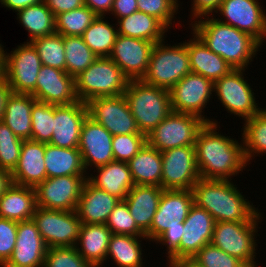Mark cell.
I'll return each instance as SVG.
<instances>
[{"label": "cell", "instance_id": "6125c7cd", "mask_svg": "<svg viewBox=\"0 0 266 267\" xmlns=\"http://www.w3.org/2000/svg\"><path fill=\"white\" fill-rule=\"evenodd\" d=\"M166 264L168 265L167 267H180L179 264H169L166 262Z\"/></svg>", "mask_w": 266, "mask_h": 267}, {"label": "cell", "instance_id": "7dc6e473", "mask_svg": "<svg viewBox=\"0 0 266 267\" xmlns=\"http://www.w3.org/2000/svg\"><path fill=\"white\" fill-rule=\"evenodd\" d=\"M192 259L202 267H247L241 260L227 254L212 243L203 246Z\"/></svg>", "mask_w": 266, "mask_h": 267}, {"label": "cell", "instance_id": "9c48e42d", "mask_svg": "<svg viewBox=\"0 0 266 267\" xmlns=\"http://www.w3.org/2000/svg\"><path fill=\"white\" fill-rule=\"evenodd\" d=\"M200 117L171 111L147 136V144L158 151L194 146L200 129L205 125Z\"/></svg>", "mask_w": 266, "mask_h": 267}, {"label": "cell", "instance_id": "5b68a950", "mask_svg": "<svg viewBox=\"0 0 266 267\" xmlns=\"http://www.w3.org/2000/svg\"><path fill=\"white\" fill-rule=\"evenodd\" d=\"M155 43L149 58L148 70L142 80L150 85L170 90L184 76L191 73L187 40L182 43Z\"/></svg>", "mask_w": 266, "mask_h": 267}, {"label": "cell", "instance_id": "603a6c76", "mask_svg": "<svg viewBox=\"0 0 266 267\" xmlns=\"http://www.w3.org/2000/svg\"><path fill=\"white\" fill-rule=\"evenodd\" d=\"M214 226L212 215L194 203L182 223L180 262L191 259L203 246L211 243Z\"/></svg>", "mask_w": 266, "mask_h": 267}, {"label": "cell", "instance_id": "83f0119b", "mask_svg": "<svg viewBox=\"0 0 266 267\" xmlns=\"http://www.w3.org/2000/svg\"><path fill=\"white\" fill-rule=\"evenodd\" d=\"M94 172L97 174L92 175ZM88 173L87 180L100 190L124 200L135 185L127 162L112 161Z\"/></svg>", "mask_w": 266, "mask_h": 267}, {"label": "cell", "instance_id": "6f0895ef", "mask_svg": "<svg viewBox=\"0 0 266 267\" xmlns=\"http://www.w3.org/2000/svg\"><path fill=\"white\" fill-rule=\"evenodd\" d=\"M13 93V90L9 86L5 78L0 80V121L3 119L5 106L7 104L8 98Z\"/></svg>", "mask_w": 266, "mask_h": 267}, {"label": "cell", "instance_id": "5bb4252c", "mask_svg": "<svg viewBox=\"0 0 266 267\" xmlns=\"http://www.w3.org/2000/svg\"><path fill=\"white\" fill-rule=\"evenodd\" d=\"M86 104L88 116L112 135L143 134L137 127L124 95L98 97Z\"/></svg>", "mask_w": 266, "mask_h": 267}, {"label": "cell", "instance_id": "2e32d148", "mask_svg": "<svg viewBox=\"0 0 266 267\" xmlns=\"http://www.w3.org/2000/svg\"><path fill=\"white\" fill-rule=\"evenodd\" d=\"M163 189L192 190L200 179L194 146H183L161 152Z\"/></svg>", "mask_w": 266, "mask_h": 267}, {"label": "cell", "instance_id": "9f6ffc18", "mask_svg": "<svg viewBox=\"0 0 266 267\" xmlns=\"http://www.w3.org/2000/svg\"><path fill=\"white\" fill-rule=\"evenodd\" d=\"M43 0H0L1 6L6 9L18 12L23 8L40 3Z\"/></svg>", "mask_w": 266, "mask_h": 267}, {"label": "cell", "instance_id": "db71d44e", "mask_svg": "<svg viewBox=\"0 0 266 267\" xmlns=\"http://www.w3.org/2000/svg\"><path fill=\"white\" fill-rule=\"evenodd\" d=\"M137 11L136 0H114L110 14H112L115 19H120Z\"/></svg>", "mask_w": 266, "mask_h": 267}, {"label": "cell", "instance_id": "7bdbcfd3", "mask_svg": "<svg viewBox=\"0 0 266 267\" xmlns=\"http://www.w3.org/2000/svg\"><path fill=\"white\" fill-rule=\"evenodd\" d=\"M23 140L0 121V169L13 172L16 168Z\"/></svg>", "mask_w": 266, "mask_h": 267}, {"label": "cell", "instance_id": "ee69618b", "mask_svg": "<svg viewBox=\"0 0 266 267\" xmlns=\"http://www.w3.org/2000/svg\"><path fill=\"white\" fill-rule=\"evenodd\" d=\"M136 2L138 11L155 17L168 30L173 27L177 13H180L178 12V9H181L179 5H182L180 0H136Z\"/></svg>", "mask_w": 266, "mask_h": 267}, {"label": "cell", "instance_id": "9a60e30c", "mask_svg": "<svg viewBox=\"0 0 266 267\" xmlns=\"http://www.w3.org/2000/svg\"><path fill=\"white\" fill-rule=\"evenodd\" d=\"M265 10L259 0H222L216 19L250 34L263 46L266 43Z\"/></svg>", "mask_w": 266, "mask_h": 267}, {"label": "cell", "instance_id": "816d5d0a", "mask_svg": "<svg viewBox=\"0 0 266 267\" xmlns=\"http://www.w3.org/2000/svg\"><path fill=\"white\" fill-rule=\"evenodd\" d=\"M191 14L189 16L192 20L191 23L195 21L208 17L216 16L217 11L220 8L222 0H191ZM215 14V15H214Z\"/></svg>", "mask_w": 266, "mask_h": 267}, {"label": "cell", "instance_id": "836d02e7", "mask_svg": "<svg viewBox=\"0 0 266 267\" xmlns=\"http://www.w3.org/2000/svg\"><path fill=\"white\" fill-rule=\"evenodd\" d=\"M127 163L135 185L161 187L162 157L156 148L146 143Z\"/></svg>", "mask_w": 266, "mask_h": 267}, {"label": "cell", "instance_id": "e575fe53", "mask_svg": "<svg viewBox=\"0 0 266 267\" xmlns=\"http://www.w3.org/2000/svg\"><path fill=\"white\" fill-rule=\"evenodd\" d=\"M142 240L149 241L147 237L112 234L105 262L112 259L117 267H144Z\"/></svg>", "mask_w": 266, "mask_h": 267}, {"label": "cell", "instance_id": "f1b7e54d", "mask_svg": "<svg viewBox=\"0 0 266 267\" xmlns=\"http://www.w3.org/2000/svg\"><path fill=\"white\" fill-rule=\"evenodd\" d=\"M111 235L105 224H82L75 247L93 267H103Z\"/></svg>", "mask_w": 266, "mask_h": 267}, {"label": "cell", "instance_id": "74e56055", "mask_svg": "<svg viewBox=\"0 0 266 267\" xmlns=\"http://www.w3.org/2000/svg\"><path fill=\"white\" fill-rule=\"evenodd\" d=\"M241 137L244 144V154L247 163L259 155L266 154V107L259 113L243 122ZM250 162V163H249Z\"/></svg>", "mask_w": 266, "mask_h": 267}, {"label": "cell", "instance_id": "ac0fdd59", "mask_svg": "<svg viewBox=\"0 0 266 267\" xmlns=\"http://www.w3.org/2000/svg\"><path fill=\"white\" fill-rule=\"evenodd\" d=\"M154 42L117 35L109 58L129 80H141L149 65Z\"/></svg>", "mask_w": 266, "mask_h": 267}, {"label": "cell", "instance_id": "3957f363", "mask_svg": "<svg viewBox=\"0 0 266 267\" xmlns=\"http://www.w3.org/2000/svg\"><path fill=\"white\" fill-rule=\"evenodd\" d=\"M216 17L217 15L208 16L189 23L192 27L189 29L232 69L248 70L262 45L250 34L225 24Z\"/></svg>", "mask_w": 266, "mask_h": 267}, {"label": "cell", "instance_id": "94428289", "mask_svg": "<svg viewBox=\"0 0 266 267\" xmlns=\"http://www.w3.org/2000/svg\"><path fill=\"white\" fill-rule=\"evenodd\" d=\"M180 267H202L198 265L192 258L179 263Z\"/></svg>", "mask_w": 266, "mask_h": 267}, {"label": "cell", "instance_id": "bcb514c9", "mask_svg": "<svg viewBox=\"0 0 266 267\" xmlns=\"http://www.w3.org/2000/svg\"><path fill=\"white\" fill-rule=\"evenodd\" d=\"M43 267H93L75 246L47 248Z\"/></svg>", "mask_w": 266, "mask_h": 267}, {"label": "cell", "instance_id": "8992f818", "mask_svg": "<svg viewBox=\"0 0 266 267\" xmlns=\"http://www.w3.org/2000/svg\"><path fill=\"white\" fill-rule=\"evenodd\" d=\"M128 82L129 79L109 57H98L75 77V92L79 101L87 103L98 97L123 95Z\"/></svg>", "mask_w": 266, "mask_h": 267}, {"label": "cell", "instance_id": "6da1fadb", "mask_svg": "<svg viewBox=\"0 0 266 267\" xmlns=\"http://www.w3.org/2000/svg\"><path fill=\"white\" fill-rule=\"evenodd\" d=\"M220 127L215 123H205L197 134L194 148L202 179L232 180L233 176L239 175L249 166L243 139L240 138L239 142L232 136L223 135L219 132Z\"/></svg>", "mask_w": 266, "mask_h": 267}, {"label": "cell", "instance_id": "ffe728a7", "mask_svg": "<svg viewBox=\"0 0 266 267\" xmlns=\"http://www.w3.org/2000/svg\"><path fill=\"white\" fill-rule=\"evenodd\" d=\"M32 96L37 101L51 105H68L79 101L75 92V78L66 71L45 65L39 70Z\"/></svg>", "mask_w": 266, "mask_h": 267}, {"label": "cell", "instance_id": "11a10c76", "mask_svg": "<svg viewBox=\"0 0 266 267\" xmlns=\"http://www.w3.org/2000/svg\"><path fill=\"white\" fill-rule=\"evenodd\" d=\"M114 0H84L85 5L89 7L97 16H110Z\"/></svg>", "mask_w": 266, "mask_h": 267}, {"label": "cell", "instance_id": "ab89813d", "mask_svg": "<svg viewBox=\"0 0 266 267\" xmlns=\"http://www.w3.org/2000/svg\"><path fill=\"white\" fill-rule=\"evenodd\" d=\"M37 51L42 65L66 71L64 36L54 33L30 42Z\"/></svg>", "mask_w": 266, "mask_h": 267}, {"label": "cell", "instance_id": "e0dca14e", "mask_svg": "<svg viewBox=\"0 0 266 267\" xmlns=\"http://www.w3.org/2000/svg\"><path fill=\"white\" fill-rule=\"evenodd\" d=\"M193 204L192 190L164 189L150 229L145 234L149 242L154 244L169 227L183 223Z\"/></svg>", "mask_w": 266, "mask_h": 267}, {"label": "cell", "instance_id": "7402d4cb", "mask_svg": "<svg viewBox=\"0 0 266 267\" xmlns=\"http://www.w3.org/2000/svg\"><path fill=\"white\" fill-rule=\"evenodd\" d=\"M87 116V104L82 101L54 105L53 135L49 144L61 148H78L81 127Z\"/></svg>", "mask_w": 266, "mask_h": 267}, {"label": "cell", "instance_id": "f35d334b", "mask_svg": "<svg viewBox=\"0 0 266 267\" xmlns=\"http://www.w3.org/2000/svg\"><path fill=\"white\" fill-rule=\"evenodd\" d=\"M66 72L77 77L85 71L97 58L81 36H64Z\"/></svg>", "mask_w": 266, "mask_h": 267}, {"label": "cell", "instance_id": "52a82bcc", "mask_svg": "<svg viewBox=\"0 0 266 267\" xmlns=\"http://www.w3.org/2000/svg\"><path fill=\"white\" fill-rule=\"evenodd\" d=\"M261 222H215L211 243L227 254L238 258L247 267H258L256 239ZM258 234V235H257ZM256 237V238H255ZM257 241V242H256ZM256 258V259H255Z\"/></svg>", "mask_w": 266, "mask_h": 267}, {"label": "cell", "instance_id": "f907efd6", "mask_svg": "<svg viewBox=\"0 0 266 267\" xmlns=\"http://www.w3.org/2000/svg\"><path fill=\"white\" fill-rule=\"evenodd\" d=\"M182 223L169 227L156 241L155 244L166 246L167 262L169 264L180 263V241L182 239Z\"/></svg>", "mask_w": 266, "mask_h": 267}, {"label": "cell", "instance_id": "b9f144b4", "mask_svg": "<svg viewBox=\"0 0 266 267\" xmlns=\"http://www.w3.org/2000/svg\"><path fill=\"white\" fill-rule=\"evenodd\" d=\"M31 140L49 143L53 135L54 105L36 101L31 109Z\"/></svg>", "mask_w": 266, "mask_h": 267}, {"label": "cell", "instance_id": "c3c4849f", "mask_svg": "<svg viewBox=\"0 0 266 267\" xmlns=\"http://www.w3.org/2000/svg\"><path fill=\"white\" fill-rule=\"evenodd\" d=\"M147 143L145 134L113 135L114 161H130Z\"/></svg>", "mask_w": 266, "mask_h": 267}, {"label": "cell", "instance_id": "d590c367", "mask_svg": "<svg viewBox=\"0 0 266 267\" xmlns=\"http://www.w3.org/2000/svg\"><path fill=\"white\" fill-rule=\"evenodd\" d=\"M17 20L28 32L27 42L55 33V16L44 1L16 12Z\"/></svg>", "mask_w": 266, "mask_h": 267}, {"label": "cell", "instance_id": "680465c9", "mask_svg": "<svg viewBox=\"0 0 266 267\" xmlns=\"http://www.w3.org/2000/svg\"><path fill=\"white\" fill-rule=\"evenodd\" d=\"M12 183L13 181L11 172L4 169H0V197L12 185Z\"/></svg>", "mask_w": 266, "mask_h": 267}, {"label": "cell", "instance_id": "4fadbf2b", "mask_svg": "<svg viewBox=\"0 0 266 267\" xmlns=\"http://www.w3.org/2000/svg\"><path fill=\"white\" fill-rule=\"evenodd\" d=\"M88 175H67L46 178L34 189L40 208L76 211Z\"/></svg>", "mask_w": 266, "mask_h": 267}, {"label": "cell", "instance_id": "d6a6232c", "mask_svg": "<svg viewBox=\"0 0 266 267\" xmlns=\"http://www.w3.org/2000/svg\"><path fill=\"white\" fill-rule=\"evenodd\" d=\"M47 178L67 175H88L78 148H61L45 143Z\"/></svg>", "mask_w": 266, "mask_h": 267}, {"label": "cell", "instance_id": "8fae6325", "mask_svg": "<svg viewBox=\"0 0 266 267\" xmlns=\"http://www.w3.org/2000/svg\"><path fill=\"white\" fill-rule=\"evenodd\" d=\"M4 78L13 93L33 94L42 62L30 42H24L8 52L3 49Z\"/></svg>", "mask_w": 266, "mask_h": 267}, {"label": "cell", "instance_id": "4dcf8cb0", "mask_svg": "<svg viewBox=\"0 0 266 267\" xmlns=\"http://www.w3.org/2000/svg\"><path fill=\"white\" fill-rule=\"evenodd\" d=\"M118 34L158 43L167 38L168 29L155 17L144 12H134L116 20Z\"/></svg>", "mask_w": 266, "mask_h": 267}, {"label": "cell", "instance_id": "d6986e66", "mask_svg": "<svg viewBox=\"0 0 266 267\" xmlns=\"http://www.w3.org/2000/svg\"><path fill=\"white\" fill-rule=\"evenodd\" d=\"M112 139L113 135L102 125L86 117L81 127L78 149L87 173L114 161Z\"/></svg>", "mask_w": 266, "mask_h": 267}, {"label": "cell", "instance_id": "cb8c5ba5", "mask_svg": "<svg viewBox=\"0 0 266 267\" xmlns=\"http://www.w3.org/2000/svg\"><path fill=\"white\" fill-rule=\"evenodd\" d=\"M45 143L23 140L18 164L11 173L14 184L35 188L46 178Z\"/></svg>", "mask_w": 266, "mask_h": 267}, {"label": "cell", "instance_id": "7a4b0ae2", "mask_svg": "<svg viewBox=\"0 0 266 267\" xmlns=\"http://www.w3.org/2000/svg\"><path fill=\"white\" fill-rule=\"evenodd\" d=\"M234 184L232 180L200 178L192 188L194 203L209 212L215 222H262L264 213Z\"/></svg>", "mask_w": 266, "mask_h": 267}, {"label": "cell", "instance_id": "277c9868", "mask_svg": "<svg viewBox=\"0 0 266 267\" xmlns=\"http://www.w3.org/2000/svg\"><path fill=\"white\" fill-rule=\"evenodd\" d=\"M139 131L146 136L172 111L170 92L141 80H129L123 94Z\"/></svg>", "mask_w": 266, "mask_h": 267}, {"label": "cell", "instance_id": "681fc988", "mask_svg": "<svg viewBox=\"0 0 266 267\" xmlns=\"http://www.w3.org/2000/svg\"><path fill=\"white\" fill-rule=\"evenodd\" d=\"M17 239V221L0 217V267L11 258Z\"/></svg>", "mask_w": 266, "mask_h": 267}, {"label": "cell", "instance_id": "60d3db41", "mask_svg": "<svg viewBox=\"0 0 266 267\" xmlns=\"http://www.w3.org/2000/svg\"><path fill=\"white\" fill-rule=\"evenodd\" d=\"M97 15L86 5L55 17V32L62 36H81Z\"/></svg>", "mask_w": 266, "mask_h": 267}, {"label": "cell", "instance_id": "4316f807", "mask_svg": "<svg viewBox=\"0 0 266 267\" xmlns=\"http://www.w3.org/2000/svg\"><path fill=\"white\" fill-rule=\"evenodd\" d=\"M163 190L160 186L134 185L124 199L137 227L144 234L150 229Z\"/></svg>", "mask_w": 266, "mask_h": 267}, {"label": "cell", "instance_id": "44dd1931", "mask_svg": "<svg viewBox=\"0 0 266 267\" xmlns=\"http://www.w3.org/2000/svg\"><path fill=\"white\" fill-rule=\"evenodd\" d=\"M47 246L33 219L17 222L13 254L3 267H43Z\"/></svg>", "mask_w": 266, "mask_h": 267}, {"label": "cell", "instance_id": "d4e9b609", "mask_svg": "<svg viewBox=\"0 0 266 267\" xmlns=\"http://www.w3.org/2000/svg\"><path fill=\"white\" fill-rule=\"evenodd\" d=\"M121 199L100 190L88 180L85 182L77 205V215L82 224H105Z\"/></svg>", "mask_w": 266, "mask_h": 267}, {"label": "cell", "instance_id": "484cf974", "mask_svg": "<svg viewBox=\"0 0 266 267\" xmlns=\"http://www.w3.org/2000/svg\"><path fill=\"white\" fill-rule=\"evenodd\" d=\"M187 39L190 68L213 83L233 70L220 56L212 52L194 33Z\"/></svg>", "mask_w": 266, "mask_h": 267}, {"label": "cell", "instance_id": "30bf717a", "mask_svg": "<svg viewBox=\"0 0 266 267\" xmlns=\"http://www.w3.org/2000/svg\"><path fill=\"white\" fill-rule=\"evenodd\" d=\"M169 92L172 111L198 116L206 123H220L214 120V117L211 119L204 115L210 98L212 100L214 97L212 94L214 83L211 80L191 72L175 84Z\"/></svg>", "mask_w": 266, "mask_h": 267}, {"label": "cell", "instance_id": "f6af8a7d", "mask_svg": "<svg viewBox=\"0 0 266 267\" xmlns=\"http://www.w3.org/2000/svg\"><path fill=\"white\" fill-rule=\"evenodd\" d=\"M105 225L110 229L112 234L146 237V235L137 227L125 200H120L118 202L109 215Z\"/></svg>", "mask_w": 266, "mask_h": 267}, {"label": "cell", "instance_id": "7c38bea8", "mask_svg": "<svg viewBox=\"0 0 266 267\" xmlns=\"http://www.w3.org/2000/svg\"><path fill=\"white\" fill-rule=\"evenodd\" d=\"M47 248L76 246L81 221L76 211L36 207L32 217Z\"/></svg>", "mask_w": 266, "mask_h": 267}, {"label": "cell", "instance_id": "91938a15", "mask_svg": "<svg viewBox=\"0 0 266 267\" xmlns=\"http://www.w3.org/2000/svg\"><path fill=\"white\" fill-rule=\"evenodd\" d=\"M4 47L5 46L0 43V80L4 78V55H3Z\"/></svg>", "mask_w": 266, "mask_h": 267}, {"label": "cell", "instance_id": "f546056e", "mask_svg": "<svg viewBox=\"0 0 266 267\" xmlns=\"http://www.w3.org/2000/svg\"><path fill=\"white\" fill-rule=\"evenodd\" d=\"M36 192L33 187L12 185L0 197V217L26 221L32 219L36 210Z\"/></svg>", "mask_w": 266, "mask_h": 267}, {"label": "cell", "instance_id": "ba28073f", "mask_svg": "<svg viewBox=\"0 0 266 267\" xmlns=\"http://www.w3.org/2000/svg\"><path fill=\"white\" fill-rule=\"evenodd\" d=\"M247 69H233L227 75L214 82V95L227 113L242 120L252 118L263 108L258 104L255 90L248 83ZM246 78V79H245ZM257 102V103H256Z\"/></svg>", "mask_w": 266, "mask_h": 267}, {"label": "cell", "instance_id": "1f68e13d", "mask_svg": "<svg viewBox=\"0 0 266 267\" xmlns=\"http://www.w3.org/2000/svg\"><path fill=\"white\" fill-rule=\"evenodd\" d=\"M36 101L31 94L12 93L5 106L2 122L22 140L31 139V109Z\"/></svg>", "mask_w": 266, "mask_h": 267}, {"label": "cell", "instance_id": "8d00e7d4", "mask_svg": "<svg viewBox=\"0 0 266 267\" xmlns=\"http://www.w3.org/2000/svg\"><path fill=\"white\" fill-rule=\"evenodd\" d=\"M107 18L109 17L97 16L81 35L83 41L98 57L110 56L118 35L117 25L105 20Z\"/></svg>", "mask_w": 266, "mask_h": 267}, {"label": "cell", "instance_id": "f5cc1de1", "mask_svg": "<svg viewBox=\"0 0 266 267\" xmlns=\"http://www.w3.org/2000/svg\"><path fill=\"white\" fill-rule=\"evenodd\" d=\"M56 17L60 13L68 12L85 5L84 0H43Z\"/></svg>", "mask_w": 266, "mask_h": 267}]
</instances>
